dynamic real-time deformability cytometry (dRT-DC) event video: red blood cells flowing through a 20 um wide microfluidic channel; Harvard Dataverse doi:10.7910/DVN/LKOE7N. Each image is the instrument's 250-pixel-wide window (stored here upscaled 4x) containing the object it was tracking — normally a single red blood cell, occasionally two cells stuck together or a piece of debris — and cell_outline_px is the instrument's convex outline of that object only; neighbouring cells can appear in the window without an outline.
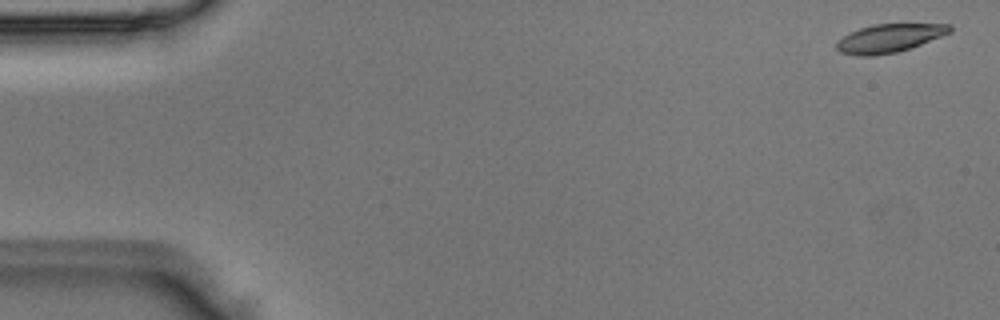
{"species": "Egyptian fruit bat (a non-hibernating species)", "species_latin": "Rousettus aegyptiacus", "temperature_condition": "room temperature", "stored_images_in_passage": 9, "camera_frame_rate_fps": 3000, "um_per_image_px": 0.085, "animal": {"sex": "male"}, "frame": {"image": 1, "passage_image": 2, "time_ms": 0.333, "image_size_px": [1000, 320], "cell_outline_px": [[952, 32], [920, 44], [896, 52], [872, 56], [856, 56], [840, 52], [836, 48], [836, 44], [848, 32], [872, 24], [952, 24]], "centroid_in_image_um": [75.58, 3.24], "position_along_channel_um": 9.4, "area_um2": 18.61}}